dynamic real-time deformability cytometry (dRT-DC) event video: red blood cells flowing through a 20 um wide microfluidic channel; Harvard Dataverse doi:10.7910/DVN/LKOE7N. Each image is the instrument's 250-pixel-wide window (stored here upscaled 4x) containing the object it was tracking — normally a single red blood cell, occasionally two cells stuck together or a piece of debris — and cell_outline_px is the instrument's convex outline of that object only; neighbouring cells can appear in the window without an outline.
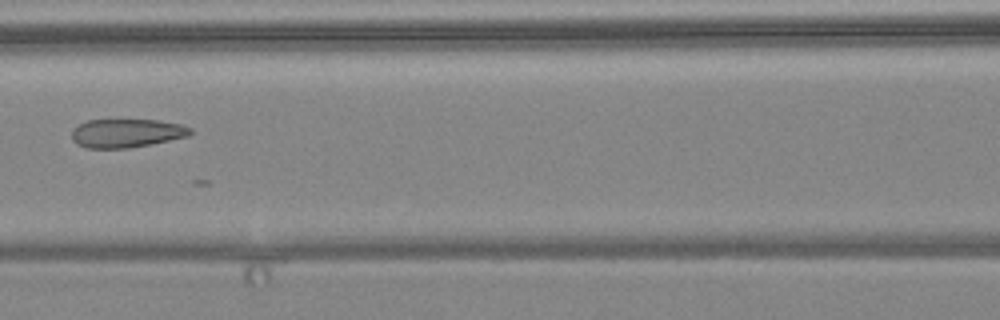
{"species": "common noctule bat (a hibernating species)", "species_latin": "Nyctalus noctula", "temperature_condition": "warm", "stored_images_in_passage": 6, "camera_frame_rate_fps": 3000, "um_per_image_px": 0.085, "animal": {"sex": "female", "body_mass_g": 24.6, "forearm_length_mm": 56.2}, "frame": {"image": 1, "passage_image": 6, "time_ms": 7.0, "image_size_px": [1000, 320], "cell_outline_px": [[192, 132], [188, 136], [152, 144], [128, 148], [84, 148], [76, 144], [72, 140], [72, 128], [88, 120], [160, 120], [180, 124], [192, 128]], "centroid_in_image_um": [10.74, 11.32], "position_along_channel_um": 155.9, "area_um2": 19.88}}